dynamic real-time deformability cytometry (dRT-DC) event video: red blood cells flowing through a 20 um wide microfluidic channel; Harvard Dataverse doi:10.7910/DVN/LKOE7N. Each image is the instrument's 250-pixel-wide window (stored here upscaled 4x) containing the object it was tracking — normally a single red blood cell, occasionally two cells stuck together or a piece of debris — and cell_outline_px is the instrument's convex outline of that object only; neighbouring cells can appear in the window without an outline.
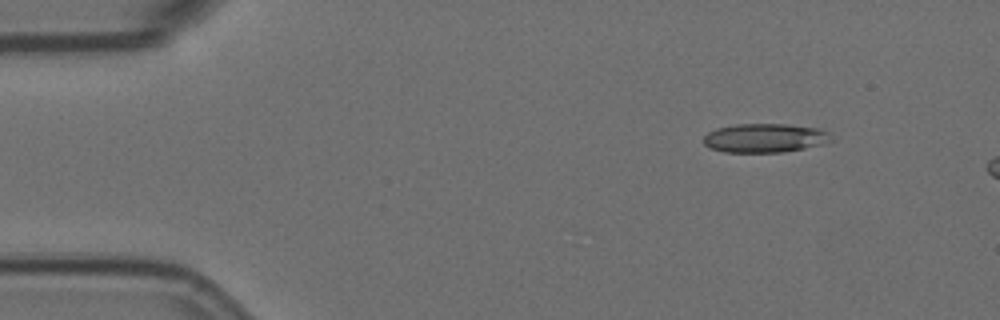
{"species": "Egyptian fruit bat (a non-hibernating species)", "species_latin": "Rousettus aegyptiacus", "temperature_condition": "room temperature", "stored_images_in_passage": 4, "camera_frame_rate_fps": 3000, "um_per_image_px": 0.085, "animal": {"sex": "female"}, "frame": {"image": 1, "passage_image": 2, "time_ms": 0.333, "image_size_px": [1000, 320], "cell_outline_px": [[836, 140], [804, 148], [784, 152], [724, 152], [708, 148], [704, 144], [704, 136], [708, 132], [716, 128], [736, 124], [788, 124], [820, 128], [828, 132]], "centroid_in_image_um": [65.02, 11.72], "position_along_channel_um": 20.0, "area_um2": 21.73}}